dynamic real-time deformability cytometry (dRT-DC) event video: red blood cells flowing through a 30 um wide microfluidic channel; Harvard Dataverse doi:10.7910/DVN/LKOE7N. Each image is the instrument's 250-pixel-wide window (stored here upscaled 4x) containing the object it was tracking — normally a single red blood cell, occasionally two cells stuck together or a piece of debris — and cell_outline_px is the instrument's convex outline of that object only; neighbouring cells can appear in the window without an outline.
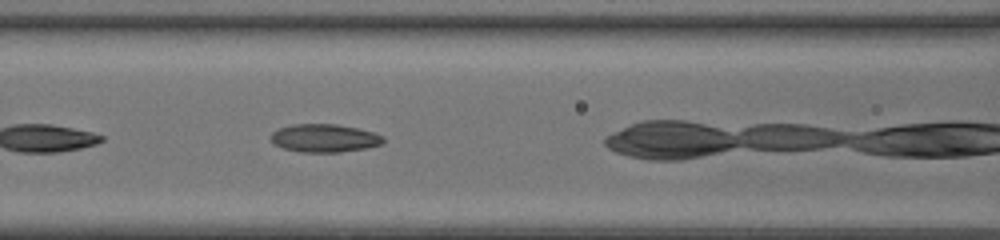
{"species": "common noctule bat (a hibernating species)", "species_latin": "Nyctalus noctula", "temperature_condition": "room temperature", "stored_images_in_passage": 25, "camera_frame_rate_fps": 3000, "um_per_image_px": 0.085, "animal": {"sex": "female", "body_mass_g": 20.0, "forearm_length_mm": 54.0}, "frame": {"image": 1, "passage_image": 20, "time_ms": 6.333, "image_size_px": [1000, 240], "cell_outline_px": [[384, 140], [380, 144], [368, 148], [340, 152], [300, 152], [284, 148], [272, 144], [268, 136], [272, 132], [280, 128], [292, 124], [336, 124], [356, 128], [372, 132], [384, 136]], "centroid_in_image_um": [27.53, 11.74], "position_along_channel_um": 139.1, "area_um2": 18.5}}